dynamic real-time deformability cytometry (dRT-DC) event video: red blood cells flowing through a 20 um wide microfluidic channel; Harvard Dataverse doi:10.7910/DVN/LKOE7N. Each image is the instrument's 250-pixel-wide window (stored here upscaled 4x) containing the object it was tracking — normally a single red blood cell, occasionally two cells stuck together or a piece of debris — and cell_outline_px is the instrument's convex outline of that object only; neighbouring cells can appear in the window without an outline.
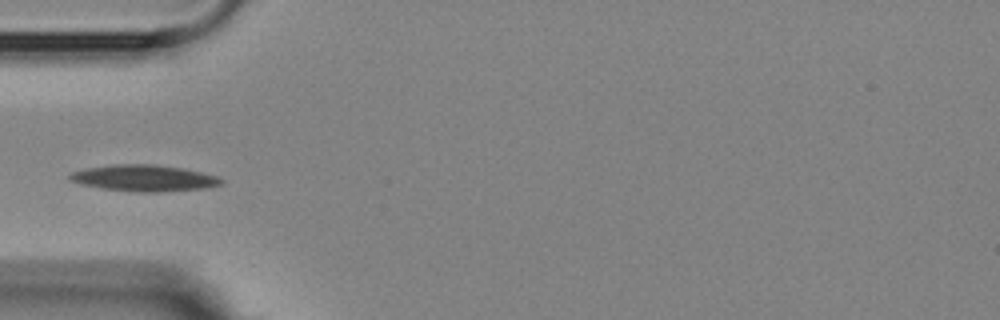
{"species": "Egyptian fruit bat (a non-hibernating species)", "species_latin": "Rousettus aegyptiacus", "temperature_condition": "room temperature", "stored_images_in_passage": 3, "camera_frame_rate_fps": 3000, "um_per_image_px": 0.085, "animal": {"sex": "female"}, "frame": {"image": 1, "passage_image": 3, "time_ms": 3.333, "image_size_px": [1000, 320], "cell_outline_px": [[224, 184], [204, 188], [160, 192], [136, 192], [104, 188], [80, 184], [68, 180], [68, 176], [72, 172], [84, 168], [112, 164], [156, 164], [184, 168], [216, 176], [224, 180]], "centroid_in_image_um": [12.23, 15.13], "position_along_channel_um": 72.8, "area_um2": 23.41}}